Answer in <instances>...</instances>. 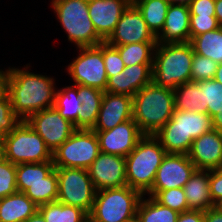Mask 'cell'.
<instances>
[{"instance_id": "1", "label": "cell", "mask_w": 222, "mask_h": 222, "mask_svg": "<svg viewBox=\"0 0 222 222\" xmlns=\"http://www.w3.org/2000/svg\"><path fill=\"white\" fill-rule=\"evenodd\" d=\"M30 67V63L22 69L9 67L7 80L12 110L24 121L38 111L54 107L57 89L55 78L30 72Z\"/></svg>"}, {"instance_id": "2", "label": "cell", "mask_w": 222, "mask_h": 222, "mask_svg": "<svg viewBox=\"0 0 222 222\" xmlns=\"http://www.w3.org/2000/svg\"><path fill=\"white\" fill-rule=\"evenodd\" d=\"M133 120L144 135H154L175 110L174 90L153 81L133 96Z\"/></svg>"}, {"instance_id": "3", "label": "cell", "mask_w": 222, "mask_h": 222, "mask_svg": "<svg viewBox=\"0 0 222 222\" xmlns=\"http://www.w3.org/2000/svg\"><path fill=\"white\" fill-rule=\"evenodd\" d=\"M212 129L208 113L175 109L171 119L154 136L167 153L188 155L193 140Z\"/></svg>"}, {"instance_id": "4", "label": "cell", "mask_w": 222, "mask_h": 222, "mask_svg": "<svg viewBox=\"0 0 222 222\" xmlns=\"http://www.w3.org/2000/svg\"><path fill=\"white\" fill-rule=\"evenodd\" d=\"M193 55L190 42L157 43L153 56L152 81L173 90L181 84L191 82Z\"/></svg>"}, {"instance_id": "5", "label": "cell", "mask_w": 222, "mask_h": 222, "mask_svg": "<svg viewBox=\"0 0 222 222\" xmlns=\"http://www.w3.org/2000/svg\"><path fill=\"white\" fill-rule=\"evenodd\" d=\"M167 152L154 135H144L125 157L127 186L146 195Z\"/></svg>"}, {"instance_id": "6", "label": "cell", "mask_w": 222, "mask_h": 222, "mask_svg": "<svg viewBox=\"0 0 222 222\" xmlns=\"http://www.w3.org/2000/svg\"><path fill=\"white\" fill-rule=\"evenodd\" d=\"M50 6L66 32L69 43L79 48L104 42L89 17L88 0H51Z\"/></svg>"}, {"instance_id": "7", "label": "cell", "mask_w": 222, "mask_h": 222, "mask_svg": "<svg viewBox=\"0 0 222 222\" xmlns=\"http://www.w3.org/2000/svg\"><path fill=\"white\" fill-rule=\"evenodd\" d=\"M142 194L129 186L101 189L96 192L89 222H128L136 219Z\"/></svg>"}, {"instance_id": "8", "label": "cell", "mask_w": 222, "mask_h": 222, "mask_svg": "<svg viewBox=\"0 0 222 222\" xmlns=\"http://www.w3.org/2000/svg\"><path fill=\"white\" fill-rule=\"evenodd\" d=\"M4 158L12 164L52 161V153L40 135L22 120L3 140Z\"/></svg>"}, {"instance_id": "9", "label": "cell", "mask_w": 222, "mask_h": 222, "mask_svg": "<svg viewBox=\"0 0 222 222\" xmlns=\"http://www.w3.org/2000/svg\"><path fill=\"white\" fill-rule=\"evenodd\" d=\"M100 153L95 131L77 129L52 153L55 168L88 169Z\"/></svg>"}, {"instance_id": "10", "label": "cell", "mask_w": 222, "mask_h": 222, "mask_svg": "<svg viewBox=\"0 0 222 222\" xmlns=\"http://www.w3.org/2000/svg\"><path fill=\"white\" fill-rule=\"evenodd\" d=\"M58 178V198L62 204L79 207L90 213L96 188L89 177L87 169L55 168Z\"/></svg>"}, {"instance_id": "11", "label": "cell", "mask_w": 222, "mask_h": 222, "mask_svg": "<svg viewBox=\"0 0 222 222\" xmlns=\"http://www.w3.org/2000/svg\"><path fill=\"white\" fill-rule=\"evenodd\" d=\"M78 55L67 65L73 85L89 86L105 92L108 78L103 61L102 43L93 47H79Z\"/></svg>"}, {"instance_id": "12", "label": "cell", "mask_w": 222, "mask_h": 222, "mask_svg": "<svg viewBox=\"0 0 222 222\" xmlns=\"http://www.w3.org/2000/svg\"><path fill=\"white\" fill-rule=\"evenodd\" d=\"M25 121L40 135L51 153L77 130L74 124L63 118L55 107L38 111Z\"/></svg>"}, {"instance_id": "13", "label": "cell", "mask_w": 222, "mask_h": 222, "mask_svg": "<svg viewBox=\"0 0 222 222\" xmlns=\"http://www.w3.org/2000/svg\"><path fill=\"white\" fill-rule=\"evenodd\" d=\"M195 170L188 155L167 153L156 172L152 189L146 195L154 197L159 191L183 188Z\"/></svg>"}, {"instance_id": "14", "label": "cell", "mask_w": 222, "mask_h": 222, "mask_svg": "<svg viewBox=\"0 0 222 222\" xmlns=\"http://www.w3.org/2000/svg\"><path fill=\"white\" fill-rule=\"evenodd\" d=\"M105 42L110 46H121L131 43L157 42V38L148 28L140 10L131 2Z\"/></svg>"}, {"instance_id": "15", "label": "cell", "mask_w": 222, "mask_h": 222, "mask_svg": "<svg viewBox=\"0 0 222 222\" xmlns=\"http://www.w3.org/2000/svg\"><path fill=\"white\" fill-rule=\"evenodd\" d=\"M96 190L127 186L125 157L100 152L87 169Z\"/></svg>"}, {"instance_id": "16", "label": "cell", "mask_w": 222, "mask_h": 222, "mask_svg": "<svg viewBox=\"0 0 222 222\" xmlns=\"http://www.w3.org/2000/svg\"><path fill=\"white\" fill-rule=\"evenodd\" d=\"M100 152L126 157L144 136L131 119L107 131H95Z\"/></svg>"}, {"instance_id": "17", "label": "cell", "mask_w": 222, "mask_h": 222, "mask_svg": "<svg viewBox=\"0 0 222 222\" xmlns=\"http://www.w3.org/2000/svg\"><path fill=\"white\" fill-rule=\"evenodd\" d=\"M133 97L104 92L93 131H107L133 119Z\"/></svg>"}, {"instance_id": "18", "label": "cell", "mask_w": 222, "mask_h": 222, "mask_svg": "<svg viewBox=\"0 0 222 222\" xmlns=\"http://www.w3.org/2000/svg\"><path fill=\"white\" fill-rule=\"evenodd\" d=\"M132 0H88L89 17L98 36L105 42Z\"/></svg>"}, {"instance_id": "19", "label": "cell", "mask_w": 222, "mask_h": 222, "mask_svg": "<svg viewBox=\"0 0 222 222\" xmlns=\"http://www.w3.org/2000/svg\"><path fill=\"white\" fill-rule=\"evenodd\" d=\"M198 170H216L222 167V135L215 129L193 140L188 153Z\"/></svg>"}, {"instance_id": "20", "label": "cell", "mask_w": 222, "mask_h": 222, "mask_svg": "<svg viewBox=\"0 0 222 222\" xmlns=\"http://www.w3.org/2000/svg\"><path fill=\"white\" fill-rule=\"evenodd\" d=\"M157 43L190 42V12L187 5H169L162 31L156 36Z\"/></svg>"}, {"instance_id": "21", "label": "cell", "mask_w": 222, "mask_h": 222, "mask_svg": "<svg viewBox=\"0 0 222 222\" xmlns=\"http://www.w3.org/2000/svg\"><path fill=\"white\" fill-rule=\"evenodd\" d=\"M183 189L190 210L206 211L215 206L209 188V170L196 169Z\"/></svg>"}, {"instance_id": "22", "label": "cell", "mask_w": 222, "mask_h": 222, "mask_svg": "<svg viewBox=\"0 0 222 222\" xmlns=\"http://www.w3.org/2000/svg\"><path fill=\"white\" fill-rule=\"evenodd\" d=\"M38 208L24 192L17 191L0 199V222H25Z\"/></svg>"}, {"instance_id": "23", "label": "cell", "mask_w": 222, "mask_h": 222, "mask_svg": "<svg viewBox=\"0 0 222 222\" xmlns=\"http://www.w3.org/2000/svg\"><path fill=\"white\" fill-rule=\"evenodd\" d=\"M104 92L89 86L78 85V98L82 102L78 113V129L92 130L95 126Z\"/></svg>"}, {"instance_id": "24", "label": "cell", "mask_w": 222, "mask_h": 222, "mask_svg": "<svg viewBox=\"0 0 222 222\" xmlns=\"http://www.w3.org/2000/svg\"><path fill=\"white\" fill-rule=\"evenodd\" d=\"M174 96L176 110L208 113L204 105V88H200L197 82L191 81L179 85L174 90Z\"/></svg>"}, {"instance_id": "25", "label": "cell", "mask_w": 222, "mask_h": 222, "mask_svg": "<svg viewBox=\"0 0 222 222\" xmlns=\"http://www.w3.org/2000/svg\"><path fill=\"white\" fill-rule=\"evenodd\" d=\"M81 104L78 98V85H68L60 89L57 87L54 107L63 118L71 121L76 129H78V113L81 111Z\"/></svg>"}, {"instance_id": "26", "label": "cell", "mask_w": 222, "mask_h": 222, "mask_svg": "<svg viewBox=\"0 0 222 222\" xmlns=\"http://www.w3.org/2000/svg\"><path fill=\"white\" fill-rule=\"evenodd\" d=\"M148 197V198H147ZM143 195L137 207L138 222H176L179 213L162 206L153 197Z\"/></svg>"}, {"instance_id": "27", "label": "cell", "mask_w": 222, "mask_h": 222, "mask_svg": "<svg viewBox=\"0 0 222 222\" xmlns=\"http://www.w3.org/2000/svg\"><path fill=\"white\" fill-rule=\"evenodd\" d=\"M38 211L46 222H88V214L84 210L59 201L41 205Z\"/></svg>"}, {"instance_id": "28", "label": "cell", "mask_w": 222, "mask_h": 222, "mask_svg": "<svg viewBox=\"0 0 222 222\" xmlns=\"http://www.w3.org/2000/svg\"><path fill=\"white\" fill-rule=\"evenodd\" d=\"M143 15L152 33L157 36L163 29L169 7L166 0H132Z\"/></svg>"}, {"instance_id": "29", "label": "cell", "mask_w": 222, "mask_h": 222, "mask_svg": "<svg viewBox=\"0 0 222 222\" xmlns=\"http://www.w3.org/2000/svg\"><path fill=\"white\" fill-rule=\"evenodd\" d=\"M190 43L195 54L222 63V27L195 36Z\"/></svg>"}, {"instance_id": "30", "label": "cell", "mask_w": 222, "mask_h": 222, "mask_svg": "<svg viewBox=\"0 0 222 222\" xmlns=\"http://www.w3.org/2000/svg\"><path fill=\"white\" fill-rule=\"evenodd\" d=\"M54 168L53 161L17 164V191L24 192L32 184L42 182L43 178L46 177Z\"/></svg>"}, {"instance_id": "31", "label": "cell", "mask_w": 222, "mask_h": 222, "mask_svg": "<svg viewBox=\"0 0 222 222\" xmlns=\"http://www.w3.org/2000/svg\"><path fill=\"white\" fill-rule=\"evenodd\" d=\"M24 193L39 207L41 205L57 201L58 198V178L55 168L43 178L42 182H37L28 187Z\"/></svg>"}, {"instance_id": "32", "label": "cell", "mask_w": 222, "mask_h": 222, "mask_svg": "<svg viewBox=\"0 0 222 222\" xmlns=\"http://www.w3.org/2000/svg\"><path fill=\"white\" fill-rule=\"evenodd\" d=\"M157 42L131 43L121 46H113L118 51L125 64H153L154 50Z\"/></svg>"}, {"instance_id": "33", "label": "cell", "mask_w": 222, "mask_h": 222, "mask_svg": "<svg viewBox=\"0 0 222 222\" xmlns=\"http://www.w3.org/2000/svg\"><path fill=\"white\" fill-rule=\"evenodd\" d=\"M200 88H204V105L208 114L213 117L222 111V84L215 79L197 81Z\"/></svg>"}, {"instance_id": "34", "label": "cell", "mask_w": 222, "mask_h": 222, "mask_svg": "<svg viewBox=\"0 0 222 222\" xmlns=\"http://www.w3.org/2000/svg\"><path fill=\"white\" fill-rule=\"evenodd\" d=\"M153 64H136L127 66L128 85L130 97H133L144 86L152 82Z\"/></svg>"}, {"instance_id": "35", "label": "cell", "mask_w": 222, "mask_h": 222, "mask_svg": "<svg viewBox=\"0 0 222 222\" xmlns=\"http://www.w3.org/2000/svg\"><path fill=\"white\" fill-rule=\"evenodd\" d=\"M153 198L162 206L175 210L178 213L190 210L183 188L159 191Z\"/></svg>"}, {"instance_id": "36", "label": "cell", "mask_w": 222, "mask_h": 222, "mask_svg": "<svg viewBox=\"0 0 222 222\" xmlns=\"http://www.w3.org/2000/svg\"><path fill=\"white\" fill-rule=\"evenodd\" d=\"M21 121L12 110L11 101L6 92L0 97V140L3 141L5 136L11 133Z\"/></svg>"}, {"instance_id": "37", "label": "cell", "mask_w": 222, "mask_h": 222, "mask_svg": "<svg viewBox=\"0 0 222 222\" xmlns=\"http://www.w3.org/2000/svg\"><path fill=\"white\" fill-rule=\"evenodd\" d=\"M217 66L218 63L211 58L194 53L191 66V81L197 82L214 79Z\"/></svg>"}, {"instance_id": "38", "label": "cell", "mask_w": 222, "mask_h": 222, "mask_svg": "<svg viewBox=\"0 0 222 222\" xmlns=\"http://www.w3.org/2000/svg\"><path fill=\"white\" fill-rule=\"evenodd\" d=\"M16 192V165L3 158L0 160V199Z\"/></svg>"}, {"instance_id": "39", "label": "cell", "mask_w": 222, "mask_h": 222, "mask_svg": "<svg viewBox=\"0 0 222 222\" xmlns=\"http://www.w3.org/2000/svg\"><path fill=\"white\" fill-rule=\"evenodd\" d=\"M102 54L107 78L120 73L126 67L119 51L106 42L102 43Z\"/></svg>"}, {"instance_id": "40", "label": "cell", "mask_w": 222, "mask_h": 222, "mask_svg": "<svg viewBox=\"0 0 222 222\" xmlns=\"http://www.w3.org/2000/svg\"><path fill=\"white\" fill-rule=\"evenodd\" d=\"M221 27L215 16L190 15V40L198 35Z\"/></svg>"}, {"instance_id": "41", "label": "cell", "mask_w": 222, "mask_h": 222, "mask_svg": "<svg viewBox=\"0 0 222 222\" xmlns=\"http://www.w3.org/2000/svg\"><path fill=\"white\" fill-rule=\"evenodd\" d=\"M106 92L130 96V85H128L127 66L120 73L108 78Z\"/></svg>"}, {"instance_id": "42", "label": "cell", "mask_w": 222, "mask_h": 222, "mask_svg": "<svg viewBox=\"0 0 222 222\" xmlns=\"http://www.w3.org/2000/svg\"><path fill=\"white\" fill-rule=\"evenodd\" d=\"M209 188L213 203L216 204L222 199V167L209 170Z\"/></svg>"}, {"instance_id": "43", "label": "cell", "mask_w": 222, "mask_h": 222, "mask_svg": "<svg viewBox=\"0 0 222 222\" xmlns=\"http://www.w3.org/2000/svg\"><path fill=\"white\" fill-rule=\"evenodd\" d=\"M188 7L190 15L215 16V0H193Z\"/></svg>"}, {"instance_id": "44", "label": "cell", "mask_w": 222, "mask_h": 222, "mask_svg": "<svg viewBox=\"0 0 222 222\" xmlns=\"http://www.w3.org/2000/svg\"><path fill=\"white\" fill-rule=\"evenodd\" d=\"M176 222H204V211L189 210L179 213Z\"/></svg>"}, {"instance_id": "45", "label": "cell", "mask_w": 222, "mask_h": 222, "mask_svg": "<svg viewBox=\"0 0 222 222\" xmlns=\"http://www.w3.org/2000/svg\"><path fill=\"white\" fill-rule=\"evenodd\" d=\"M204 222H222V211L215 206L207 209L204 211Z\"/></svg>"}, {"instance_id": "46", "label": "cell", "mask_w": 222, "mask_h": 222, "mask_svg": "<svg viewBox=\"0 0 222 222\" xmlns=\"http://www.w3.org/2000/svg\"><path fill=\"white\" fill-rule=\"evenodd\" d=\"M5 70L0 69V97L7 92V80L9 77V67Z\"/></svg>"}, {"instance_id": "47", "label": "cell", "mask_w": 222, "mask_h": 222, "mask_svg": "<svg viewBox=\"0 0 222 222\" xmlns=\"http://www.w3.org/2000/svg\"><path fill=\"white\" fill-rule=\"evenodd\" d=\"M212 128L222 135V111L212 117Z\"/></svg>"}, {"instance_id": "48", "label": "cell", "mask_w": 222, "mask_h": 222, "mask_svg": "<svg viewBox=\"0 0 222 222\" xmlns=\"http://www.w3.org/2000/svg\"><path fill=\"white\" fill-rule=\"evenodd\" d=\"M215 17L222 27V0H215Z\"/></svg>"}, {"instance_id": "49", "label": "cell", "mask_w": 222, "mask_h": 222, "mask_svg": "<svg viewBox=\"0 0 222 222\" xmlns=\"http://www.w3.org/2000/svg\"><path fill=\"white\" fill-rule=\"evenodd\" d=\"M25 222H46V220L43 218L42 214L39 211H37L35 214L29 217Z\"/></svg>"}, {"instance_id": "50", "label": "cell", "mask_w": 222, "mask_h": 222, "mask_svg": "<svg viewBox=\"0 0 222 222\" xmlns=\"http://www.w3.org/2000/svg\"><path fill=\"white\" fill-rule=\"evenodd\" d=\"M214 79L222 84V63H218Z\"/></svg>"}, {"instance_id": "51", "label": "cell", "mask_w": 222, "mask_h": 222, "mask_svg": "<svg viewBox=\"0 0 222 222\" xmlns=\"http://www.w3.org/2000/svg\"><path fill=\"white\" fill-rule=\"evenodd\" d=\"M170 5L179 4V5H189L193 0H166Z\"/></svg>"}, {"instance_id": "52", "label": "cell", "mask_w": 222, "mask_h": 222, "mask_svg": "<svg viewBox=\"0 0 222 222\" xmlns=\"http://www.w3.org/2000/svg\"><path fill=\"white\" fill-rule=\"evenodd\" d=\"M4 158L3 141L0 140V160Z\"/></svg>"}, {"instance_id": "53", "label": "cell", "mask_w": 222, "mask_h": 222, "mask_svg": "<svg viewBox=\"0 0 222 222\" xmlns=\"http://www.w3.org/2000/svg\"><path fill=\"white\" fill-rule=\"evenodd\" d=\"M215 207L222 211V199L215 204Z\"/></svg>"}, {"instance_id": "54", "label": "cell", "mask_w": 222, "mask_h": 222, "mask_svg": "<svg viewBox=\"0 0 222 222\" xmlns=\"http://www.w3.org/2000/svg\"><path fill=\"white\" fill-rule=\"evenodd\" d=\"M128 222H138V221H137V219H134V220H131V221H128Z\"/></svg>"}]
</instances>
